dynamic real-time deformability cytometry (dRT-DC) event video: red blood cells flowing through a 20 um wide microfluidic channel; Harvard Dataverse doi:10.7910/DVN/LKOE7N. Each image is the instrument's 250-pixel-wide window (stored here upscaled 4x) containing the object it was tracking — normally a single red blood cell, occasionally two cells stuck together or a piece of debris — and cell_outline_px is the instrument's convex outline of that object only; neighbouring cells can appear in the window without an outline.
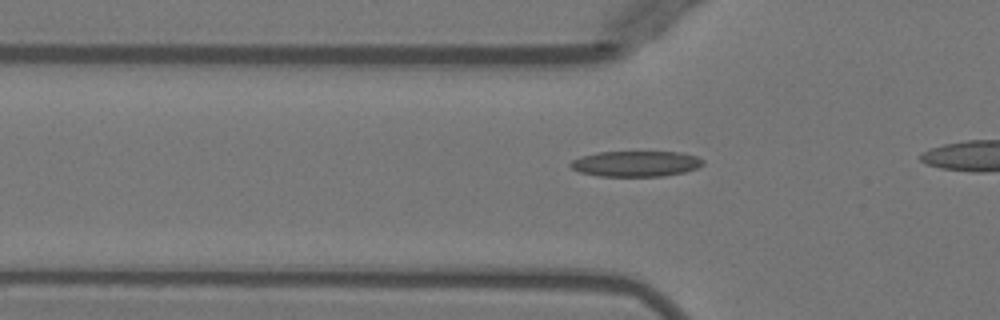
{"species": "Egyptian fruit bat (a non-hibernating species)", "species_latin": "Rousettus aegyptiacus", "temperature_condition": "warm", "stored_images_in_passage": 16, "camera_frame_rate_fps": 3000, "um_per_image_px": 0.085, "animal": {"sex": "female"}, "frame": {"image": 1, "passage_image": 10, "time_ms": 3.0, "image_size_px": [1000, 320], "cell_outline_px": [[704, 164], [696, 168], [684, 172], [664, 176], [600, 176], [580, 172], [572, 168], [568, 164], [572, 160], [580, 156], [600, 152], [684, 152], [696, 156], [704, 160]], "centroid_in_image_um": [54.06, 13.91], "position_along_channel_um": 71.7, "area_um2": 19.83}}
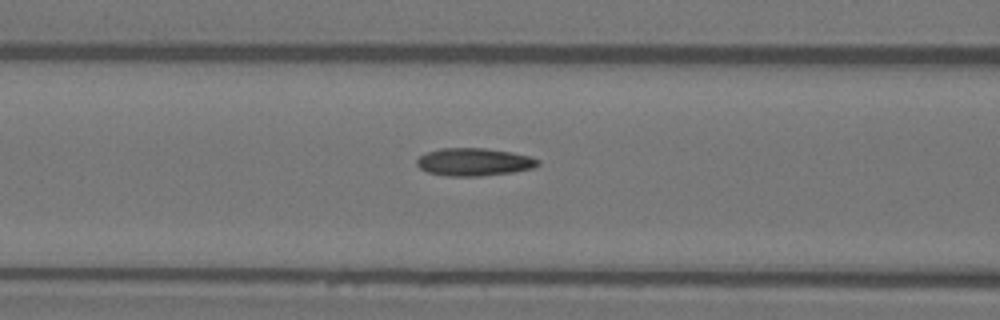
{"frame": {"image": 2, "passage_image": 14, "time_ms": 4.333, "image_size_px": [1000, 320], "cell_outline_px": [[540, 164], [532, 168], [512, 172], [480, 176], [448, 176], [428, 172], [420, 168], [416, 164], [416, 160], [420, 156], [428, 152], [440, 148], [484, 148], [512, 152], [528, 156], [540, 160]], "centroid_in_image_um": [40.28, 13.76], "position_along_channel_um": 126.3, "area_um2": 19.48}}